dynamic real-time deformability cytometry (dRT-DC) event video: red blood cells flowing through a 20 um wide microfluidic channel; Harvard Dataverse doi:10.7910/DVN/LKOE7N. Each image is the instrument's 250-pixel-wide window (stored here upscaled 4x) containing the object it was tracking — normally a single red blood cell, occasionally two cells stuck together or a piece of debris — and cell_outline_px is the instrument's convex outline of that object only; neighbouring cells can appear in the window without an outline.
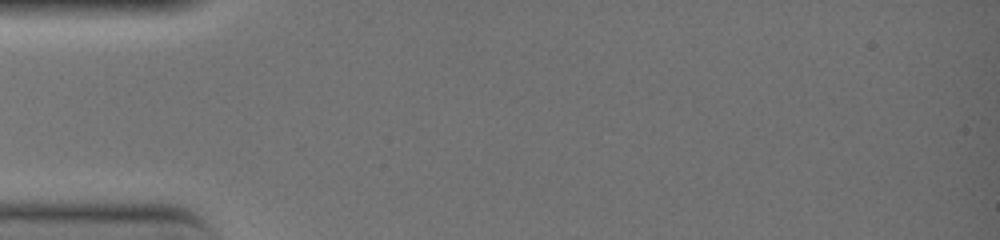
{"species": "common noctule bat (a hibernating species)", "species_latin": "Nyctalus noctula", "temperature_condition": "warm", "stored_images_in_passage": 1, "camera_frame_rate_fps": 3000, "um_per_image_px": 0.085, "animal": {"sex": "female", "body_mass_g": 19.0, "forearm_length_mm": 51.5}, "frame": {"image": 1, "passage_image": 1, "time_ms": 0.0, "image_size_px": [1000, 240], "cell_outline_px": [[164, 160], [160, 168], [132, 172], [128, 172], [64, 168], [52, 164], [48, 160], [64, 152], [128, 156]], "centroid_in_image_um": [8.92, 13.8], "position_along_channel_um": 76.1, "area_um2": 11.44}}